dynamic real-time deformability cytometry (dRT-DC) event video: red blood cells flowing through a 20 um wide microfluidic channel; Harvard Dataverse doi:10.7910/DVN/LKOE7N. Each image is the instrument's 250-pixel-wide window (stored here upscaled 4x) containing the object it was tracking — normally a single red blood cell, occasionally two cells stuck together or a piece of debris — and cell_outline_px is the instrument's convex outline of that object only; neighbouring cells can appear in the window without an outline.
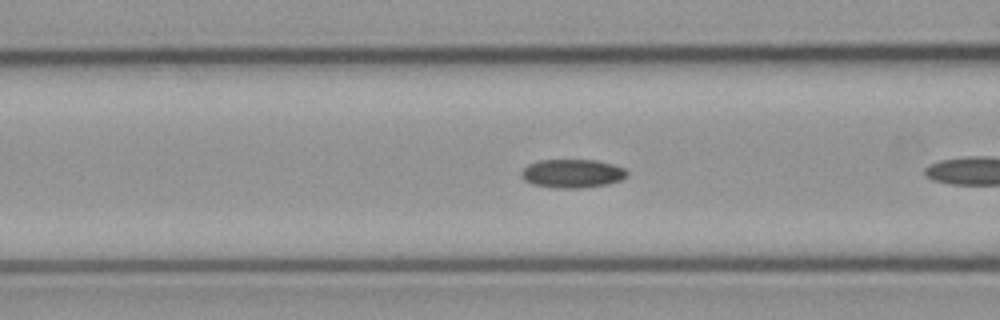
{"species": "common noctule bat (a hibernating species)", "species_latin": "Nyctalus noctula", "temperature_condition": "cold", "stored_images_in_passage": 9, "camera_frame_rate_fps": 3000, "um_per_image_px": 0.085, "animal": {"sex": "male", "body_mass_g": 23.1, "forearm_length_mm": 52.7}, "frame": {"image": 1, "passage_image": 7, "time_ms": 2.0, "image_size_px": [1000, 320], "cell_outline_px": [[628, 176], [620, 180], [608, 184], [580, 188], [556, 188], [532, 184], [524, 180], [520, 176], [520, 172], [528, 164], [540, 160], [596, 160], [612, 164], [624, 168], [628, 172]], "centroid_in_image_um": [48.63, 14.75], "position_along_channel_um": 118.0, "area_um2": 17.69}}